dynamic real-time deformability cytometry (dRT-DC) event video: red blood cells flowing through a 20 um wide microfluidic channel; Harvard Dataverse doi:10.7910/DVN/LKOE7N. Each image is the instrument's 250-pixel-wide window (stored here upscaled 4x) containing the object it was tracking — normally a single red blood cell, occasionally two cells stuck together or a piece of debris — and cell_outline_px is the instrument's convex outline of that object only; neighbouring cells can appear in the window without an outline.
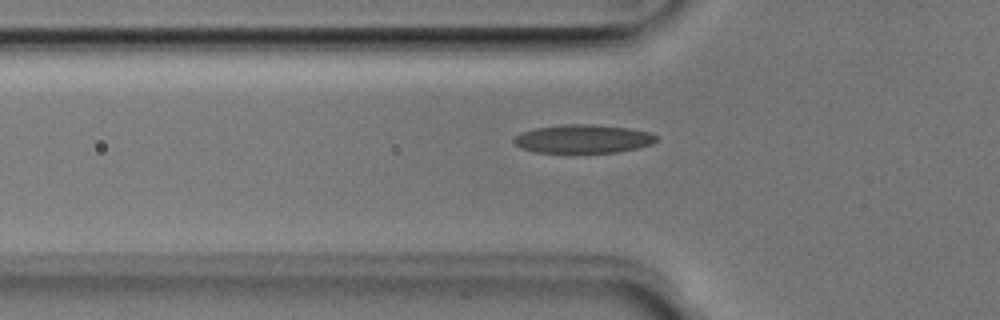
{"species": "Egyptian fruit bat (a non-hibernating species)", "species_latin": "Rousettus aegyptiacus", "temperature_condition": "room temperature", "stored_images_in_passage": 37, "camera_frame_rate_fps": 3000, "um_per_image_px": 0.085, "animal": {"sex": "male"}, "frame": {"image": 1, "passage_image": 6, "time_ms": 1.667, "image_size_px": [1000, 320], "cell_outline_px": [[656, 140], [652, 144], [636, 148], [616, 152], [572, 156], [536, 152], [520, 148], [512, 140], [516, 136], [524, 132], [536, 128], [564, 124], [588, 124], [628, 128], [652, 132], [656, 136]], "centroid_in_image_um": [49.54, 11.86], "position_along_channel_um": 76.3, "area_um2": 24.51}}
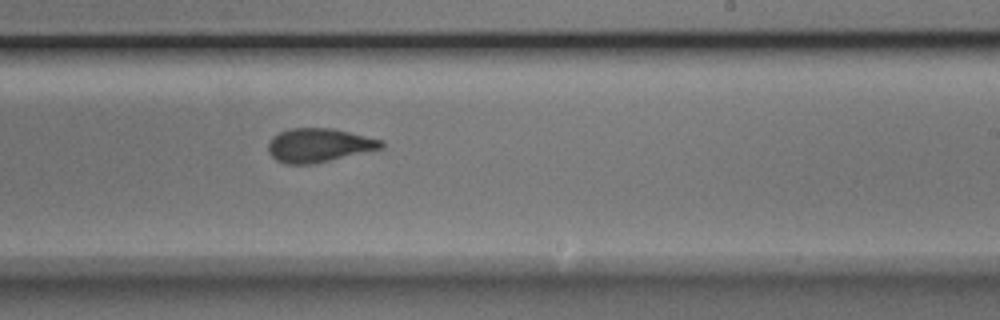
{"frame": {"image": 2, "passage_image": 20, "time_ms": 6.333, "image_size_px": [1000, 320], "cell_outline_px": [[384, 148], [312, 164], [284, 164], [276, 160], [268, 152], [268, 144], [280, 132], [292, 128], [332, 128], [384, 140]], "centroid_in_image_um": [27.14, 12.35], "position_along_channel_um": 261.9, "area_um2": 22.14}}
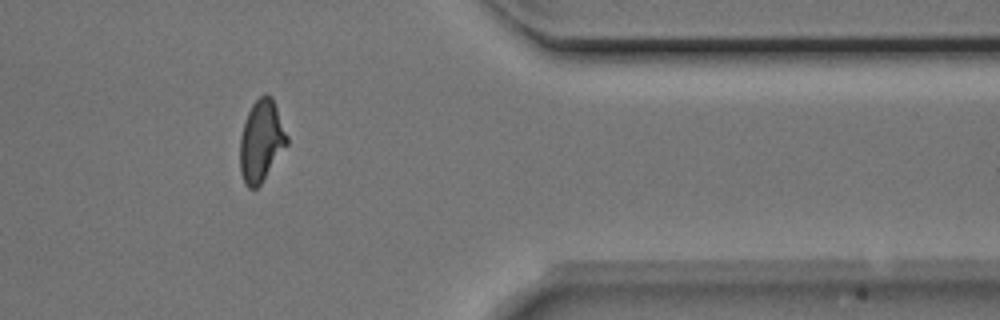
{"frame": {"image": 3, "passage_image": 31, "time_ms": 10.0, "image_size_px": [1000, 320], "cell_outline_px": [[288, 144], [260, 184], [256, 188], [248, 188], [244, 184], [240, 172], [240, 136], [248, 112], [252, 104], [264, 92], [268, 92], [272, 96], [288, 136]], "centroid_in_image_um": [22.2, 11.96], "position_along_channel_um": 389.2, "area_um2": 22.37}, "authors_computed_cell_mechanics": {"area_um2": 22.5998, "velocity_mm_per_s": 3.9658, "shape_relaxation_time_tau1_ms": 5.0929, "shape_relaxation_time_tau2_ms": 1.6114, "deformation_change_tau1": 0.1687, "deformation_change_tau2": 0.0955}}